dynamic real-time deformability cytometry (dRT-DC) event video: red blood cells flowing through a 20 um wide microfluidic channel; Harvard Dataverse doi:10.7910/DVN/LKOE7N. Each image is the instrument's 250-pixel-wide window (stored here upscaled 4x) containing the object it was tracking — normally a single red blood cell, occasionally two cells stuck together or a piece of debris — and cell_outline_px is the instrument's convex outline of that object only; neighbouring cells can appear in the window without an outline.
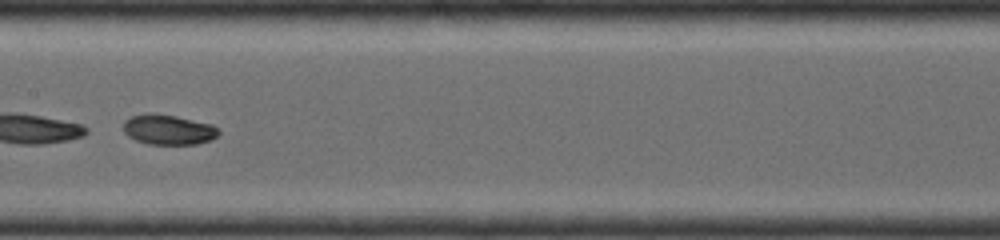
{"species": "common noctule bat (a hibernating species)", "species_latin": "Nyctalus noctula", "temperature_condition": "room temperature", "stored_images_in_passage": 24, "camera_frame_rate_fps": 4000, "um_per_image_px": 0.085, "animal": {"sex": "female", "body_mass_g": 19.0, "forearm_length_mm": 56.7}, "frame": {"image": 1, "passage_image": 8, "time_ms": 2.75, "image_size_px": [1000, 240], "cell_outline_px": [[220, 132], [216, 136], [208, 140], [192, 144], [152, 144], [136, 140], [124, 128], [124, 120], [132, 116], [148, 112], [152, 112], [176, 116], [212, 124]], "centroid_in_image_um": [14.32, 10.99], "position_along_channel_um": 193.1, "area_um2": 16.3}}
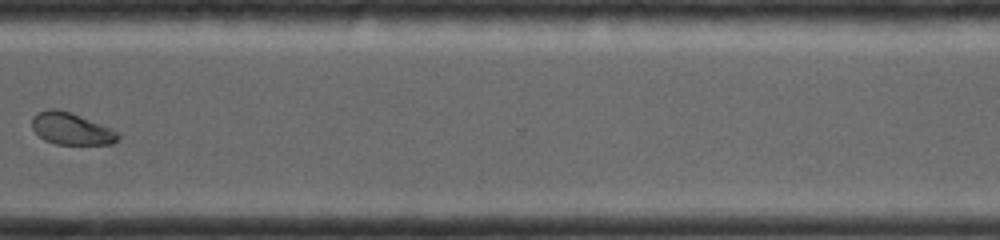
{"frame": {"image": 2, "passage_image": 17, "time_ms": 6.5, "image_size_px": [1000, 240], "cell_outline_px": [[120, 136], [112, 144], [60, 144], [48, 140], [40, 136], [32, 128], [32, 120], [40, 112], [52, 108], [68, 112], [108, 128], [116, 132]], "centroid_in_image_um": [6.05, 10.96], "position_along_channel_um": 364.6, "area_um2": 15.09}}